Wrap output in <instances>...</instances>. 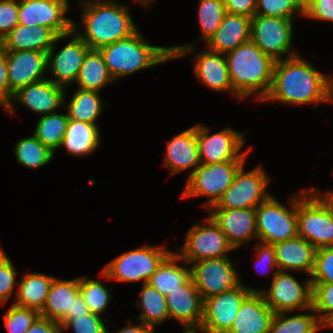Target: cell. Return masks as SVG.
I'll list each match as a JSON object with an SVG mask.
<instances>
[{"mask_svg":"<svg viewBox=\"0 0 333 333\" xmlns=\"http://www.w3.org/2000/svg\"><path fill=\"white\" fill-rule=\"evenodd\" d=\"M80 294L83 296L89 312L101 316L107 310L110 300L113 298L109 287L101 281L79 277Z\"/></svg>","mask_w":333,"mask_h":333,"instance_id":"74e56055","label":"cell"},{"mask_svg":"<svg viewBox=\"0 0 333 333\" xmlns=\"http://www.w3.org/2000/svg\"><path fill=\"white\" fill-rule=\"evenodd\" d=\"M205 224L195 222L185 234L184 244L176 248L182 261L189 265L204 259L228 257L234 248L229 244L225 233L208 215Z\"/></svg>","mask_w":333,"mask_h":333,"instance_id":"9c48e42d","label":"cell"},{"mask_svg":"<svg viewBox=\"0 0 333 333\" xmlns=\"http://www.w3.org/2000/svg\"><path fill=\"white\" fill-rule=\"evenodd\" d=\"M133 1H137L138 3H140V5L142 4L145 7L150 6V4H152V2H154V0H133Z\"/></svg>","mask_w":333,"mask_h":333,"instance_id":"6f0895ef","label":"cell"},{"mask_svg":"<svg viewBox=\"0 0 333 333\" xmlns=\"http://www.w3.org/2000/svg\"><path fill=\"white\" fill-rule=\"evenodd\" d=\"M161 246L144 245L120 254L100 270L105 280L148 283L158 265L170 253Z\"/></svg>","mask_w":333,"mask_h":333,"instance_id":"8992f818","label":"cell"},{"mask_svg":"<svg viewBox=\"0 0 333 333\" xmlns=\"http://www.w3.org/2000/svg\"><path fill=\"white\" fill-rule=\"evenodd\" d=\"M297 13L304 17V0H257L255 8V15L290 20H294Z\"/></svg>","mask_w":333,"mask_h":333,"instance_id":"ab89813d","label":"cell"},{"mask_svg":"<svg viewBox=\"0 0 333 333\" xmlns=\"http://www.w3.org/2000/svg\"><path fill=\"white\" fill-rule=\"evenodd\" d=\"M138 309H142L138 316L139 321L145 325L155 328L163 321L169 320V311L166 297L149 283L141 285L139 299L136 301Z\"/></svg>","mask_w":333,"mask_h":333,"instance_id":"d6a6232c","label":"cell"},{"mask_svg":"<svg viewBox=\"0 0 333 333\" xmlns=\"http://www.w3.org/2000/svg\"><path fill=\"white\" fill-rule=\"evenodd\" d=\"M181 260L176 251H171L158 265L148 283L165 296L179 288L190 278V266L186 261H183L184 266L177 264Z\"/></svg>","mask_w":333,"mask_h":333,"instance_id":"4dcf8cb0","label":"cell"},{"mask_svg":"<svg viewBox=\"0 0 333 333\" xmlns=\"http://www.w3.org/2000/svg\"><path fill=\"white\" fill-rule=\"evenodd\" d=\"M7 81L13 94L27 85L45 79L47 53L37 50L6 51Z\"/></svg>","mask_w":333,"mask_h":333,"instance_id":"ffe728a7","label":"cell"},{"mask_svg":"<svg viewBox=\"0 0 333 333\" xmlns=\"http://www.w3.org/2000/svg\"><path fill=\"white\" fill-rule=\"evenodd\" d=\"M163 166L170 176L191 169L189 176L201 164L196 138V125L184 130L167 142Z\"/></svg>","mask_w":333,"mask_h":333,"instance_id":"7402d4cb","label":"cell"},{"mask_svg":"<svg viewBox=\"0 0 333 333\" xmlns=\"http://www.w3.org/2000/svg\"><path fill=\"white\" fill-rule=\"evenodd\" d=\"M194 74L198 81L208 89L227 92L233 97L242 99L233 91L225 54L209 49L196 53L194 57Z\"/></svg>","mask_w":333,"mask_h":333,"instance_id":"cb8c5ba5","label":"cell"},{"mask_svg":"<svg viewBox=\"0 0 333 333\" xmlns=\"http://www.w3.org/2000/svg\"><path fill=\"white\" fill-rule=\"evenodd\" d=\"M127 323V326L123 327L121 330H118L116 333H155V329L145 325L141 321L139 324H132V320L127 321ZM106 333H110L108 328H106Z\"/></svg>","mask_w":333,"mask_h":333,"instance_id":"db71d44e","label":"cell"},{"mask_svg":"<svg viewBox=\"0 0 333 333\" xmlns=\"http://www.w3.org/2000/svg\"><path fill=\"white\" fill-rule=\"evenodd\" d=\"M66 1V3H67V5L69 6V8H70V2H69V0H65ZM81 2V5L80 6H84V5H87V4H92V3H99V2H106V1H109V0H85V2H84V0H80Z\"/></svg>","mask_w":333,"mask_h":333,"instance_id":"9f6ffc18","label":"cell"},{"mask_svg":"<svg viewBox=\"0 0 333 333\" xmlns=\"http://www.w3.org/2000/svg\"><path fill=\"white\" fill-rule=\"evenodd\" d=\"M210 130L202 124L196 125V138L199 157L203 164L225 161H246L251 148L242 151L245 145L244 134L232 127H225L210 135Z\"/></svg>","mask_w":333,"mask_h":333,"instance_id":"4fadbf2b","label":"cell"},{"mask_svg":"<svg viewBox=\"0 0 333 333\" xmlns=\"http://www.w3.org/2000/svg\"><path fill=\"white\" fill-rule=\"evenodd\" d=\"M165 297L169 319L177 320L185 328L184 333H197L202 324L204 300L192 278Z\"/></svg>","mask_w":333,"mask_h":333,"instance_id":"d6986e66","label":"cell"},{"mask_svg":"<svg viewBox=\"0 0 333 333\" xmlns=\"http://www.w3.org/2000/svg\"><path fill=\"white\" fill-rule=\"evenodd\" d=\"M244 167L245 163L236 172L232 184L210 208H256L271 196L267 191L271 179L264 167L257 166L248 172Z\"/></svg>","mask_w":333,"mask_h":333,"instance_id":"30bf717a","label":"cell"},{"mask_svg":"<svg viewBox=\"0 0 333 333\" xmlns=\"http://www.w3.org/2000/svg\"><path fill=\"white\" fill-rule=\"evenodd\" d=\"M304 17L333 22V0H304Z\"/></svg>","mask_w":333,"mask_h":333,"instance_id":"7dc6e473","label":"cell"},{"mask_svg":"<svg viewBox=\"0 0 333 333\" xmlns=\"http://www.w3.org/2000/svg\"><path fill=\"white\" fill-rule=\"evenodd\" d=\"M1 247V246H0ZM17 271L7 253L0 248V303L5 304L11 297L16 281ZM16 283V284H15Z\"/></svg>","mask_w":333,"mask_h":333,"instance_id":"ee69618b","label":"cell"},{"mask_svg":"<svg viewBox=\"0 0 333 333\" xmlns=\"http://www.w3.org/2000/svg\"><path fill=\"white\" fill-rule=\"evenodd\" d=\"M276 263L279 271H303L311 276L314 265L316 248L304 238H296L273 244Z\"/></svg>","mask_w":333,"mask_h":333,"instance_id":"d4e9b609","label":"cell"},{"mask_svg":"<svg viewBox=\"0 0 333 333\" xmlns=\"http://www.w3.org/2000/svg\"><path fill=\"white\" fill-rule=\"evenodd\" d=\"M229 257L204 259L190 264V277L202 299L238 287L242 280Z\"/></svg>","mask_w":333,"mask_h":333,"instance_id":"5bb4252c","label":"cell"},{"mask_svg":"<svg viewBox=\"0 0 333 333\" xmlns=\"http://www.w3.org/2000/svg\"><path fill=\"white\" fill-rule=\"evenodd\" d=\"M65 89L46 77L13 93L10 104L5 110L11 115L15 114L13 102L16 101L41 116L54 113L61 107L63 109L66 101Z\"/></svg>","mask_w":333,"mask_h":333,"instance_id":"ac0fdd59","label":"cell"},{"mask_svg":"<svg viewBox=\"0 0 333 333\" xmlns=\"http://www.w3.org/2000/svg\"><path fill=\"white\" fill-rule=\"evenodd\" d=\"M298 236L316 249L333 246V191L315 187L296 193Z\"/></svg>","mask_w":333,"mask_h":333,"instance_id":"5b68a950","label":"cell"},{"mask_svg":"<svg viewBox=\"0 0 333 333\" xmlns=\"http://www.w3.org/2000/svg\"><path fill=\"white\" fill-rule=\"evenodd\" d=\"M25 333H61L58 322L39 316Z\"/></svg>","mask_w":333,"mask_h":333,"instance_id":"816d5d0a","label":"cell"},{"mask_svg":"<svg viewBox=\"0 0 333 333\" xmlns=\"http://www.w3.org/2000/svg\"><path fill=\"white\" fill-rule=\"evenodd\" d=\"M326 103H333V77L329 75L327 81Z\"/></svg>","mask_w":333,"mask_h":333,"instance_id":"11a10c76","label":"cell"},{"mask_svg":"<svg viewBox=\"0 0 333 333\" xmlns=\"http://www.w3.org/2000/svg\"><path fill=\"white\" fill-rule=\"evenodd\" d=\"M81 7L83 32L78 29L80 26L78 27L75 21L73 30L90 49H99L125 39L138 30L130 14V8L120 2L109 0Z\"/></svg>","mask_w":333,"mask_h":333,"instance_id":"3957f363","label":"cell"},{"mask_svg":"<svg viewBox=\"0 0 333 333\" xmlns=\"http://www.w3.org/2000/svg\"><path fill=\"white\" fill-rule=\"evenodd\" d=\"M12 95L7 81L6 51L0 45V106L6 109L10 104Z\"/></svg>","mask_w":333,"mask_h":333,"instance_id":"681fc988","label":"cell"},{"mask_svg":"<svg viewBox=\"0 0 333 333\" xmlns=\"http://www.w3.org/2000/svg\"><path fill=\"white\" fill-rule=\"evenodd\" d=\"M329 75L322 74L310 62L296 55L277 60L273 67L272 85L262 102H279L286 105L326 103Z\"/></svg>","mask_w":333,"mask_h":333,"instance_id":"6da1fadb","label":"cell"},{"mask_svg":"<svg viewBox=\"0 0 333 333\" xmlns=\"http://www.w3.org/2000/svg\"><path fill=\"white\" fill-rule=\"evenodd\" d=\"M14 148L17 162L30 169L43 167L55 156V153L44 146L33 134L20 139Z\"/></svg>","mask_w":333,"mask_h":333,"instance_id":"8d00e7d4","label":"cell"},{"mask_svg":"<svg viewBox=\"0 0 333 333\" xmlns=\"http://www.w3.org/2000/svg\"><path fill=\"white\" fill-rule=\"evenodd\" d=\"M107 322L102 316L89 312L70 320L61 329V333L68 329H72L74 333H106Z\"/></svg>","mask_w":333,"mask_h":333,"instance_id":"f6af8a7d","label":"cell"},{"mask_svg":"<svg viewBox=\"0 0 333 333\" xmlns=\"http://www.w3.org/2000/svg\"><path fill=\"white\" fill-rule=\"evenodd\" d=\"M102 54L98 49H90L76 79L79 89L100 92L107 83L113 82Z\"/></svg>","mask_w":333,"mask_h":333,"instance_id":"1f68e13d","label":"cell"},{"mask_svg":"<svg viewBox=\"0 0 333 333\" xmlns=\"http://www.w3.org/2000/svg\"><path fill=\"white\" fill-rule=\"evenodd\" d=\"M312 284V308L319 321L330 328L333 324V283Z\"/></svg>","mask_w":333,"mask_h":333,"instance_id":"60d3db41","label":"cell"},{"mask_svg":"<svg viewBox=\"0 0 333 333\" xmlns=\"http://www.w3.org/2000/svg\"><path fill=\"white\" fill-rule=\"evenodd\" d=\"M311 283H333V246L316 250Z\"/></svg>","mask_w":333,"mask_h":333,"instance_id":"7bdbcfd3","label":"cell"},{"mask_svg":"<svg viewBox=\"0 0 333 333\" xmlns=\"http://www.w3.org/2000/svg\"><path fill=\"white\" fill-rule=\"evenodd\" d=\"M87 313H89V310L86 306L84 298L81 294H79L74 300L72 313H67V315L59 322L60 328L62 329L70 320Z\"/></svg>","mask_w":333,"mask_h":333,"instance_id":"f5cc1de1","label":"cell"},{"mask_svg":"<svg viewBox=\"0 0 333 333\" xmlns=\"http://www.w3.org/2000/svg\"><path fill=\"white\" fill-rule=\"evenodd\" d=\"M274 312L261 291H252L242 302L227 333H269Z\"/></svg>","mask_w":333,"mask_h":333,"instance_id":"603a6c76","label":"cell"},{"mask_svg":"<svg viewBox=\"0 0 333 333\" xmlns=\"http://www.w3.org/2000/svg\"><path fill=\"white\" fill-rule=\"evenodd\" d=\"M100 92L77 88L73 96L63 106L69 119L96 124L103 106Z\"/></svg>","mask_w":333,"mask_h":333,"instance_id":"836d02e7","label":"cell"},{"mask_svg":"<svg viewBox=\"0 0 333 333\" xmlns=\"http://www.w3.org/2000/svg\"><path fill=\"white\" fill-rule=\"evenodd\" d=\"M56 276L40 272L25 273L15 292L14 305L40 312L45 304L51 284Z\"/></svg>","mask_w":333,"mask_h":333,"instance_id":"f546056e","label":"cell"},{"mask_svg":"<svg viewBox=\"0 0 333 333\" xmlns=\"http://www.w3.org/2000/svg\"><path fill=\"white\" fill-rule=\"evenodd\" d=\"M65 0H18V24L28 27L45 26L57 35L73 30V19L67 17Z\"/></svg>","mask_w":333,"mask_h":333,"instance_id":"e0dca14e","label":"cell"},{"mask_svg":"<svg viewBox=\"0 0 333 333\" xmlns=\"http://www.w3.org/2000/svg\"><path fill=\"white\" fill-rule=\"evenodd\" d=\"M290 316V312L275 313L270 325L269 333H317L320 328H326L318 319L313 308Z\"/></svg>","mask_w":333,"mask_h":333,"instance_id":"e575fe53","label":"cell"},{"mask_svg":"<svg viewBox=\"0 0 333 333\" xmlns=\"http://www.w3.org/2000/svg\"><path fill=\"white\" fill-rule=\"evenodd\" d=\"M199 333H227V332H210V331H198Z\"/></svg>","mask_w":333,"mask_h":333,"instance_id":"680465c9","label":"cell"},{"mask_svg":"<svg viewBox=\"0 0 333 333\" xmlns=\"http://www.w3.org/2000/svg\"><path fill=\"white\" fill-rule=\"evenodd\" d=\"M195 43L197 41L176 46H154L138 29L131 36L102 46L98 50L115 81L138 71L162 65L171 59L192 54L196 49Z\"/></svg>","mask_w":333,"mask_h":333,"instance_id":"7a4b0ae2","label":"cell"},{"mask_svg":"<svg viewBox=\"0 0 333 333\" xmlns=\"http://www.w3.org/2000/svg\"><path fill=\"white\" fill-rule=\"evenodd\" d=\"M250 32L251 18L226 13L206 47L211 51L226 54L250 41Z\"/></svg>","mask_w":333,"mask_h":333,"instance_id":"484cf974","label":"cell"},{"mask_svg":"<svg viewBox=\"0 0 333 333\" xmlns=\"http://www.w3.org/2000/svg\"><path fill=\"white\" fill-rule=\"evenodd\" d=\"M39 316L40 312L35 309L11 304L2 320L9 333H25Z\"/></svg>","mask_w":333,"mask_h":333,"instance_id":"b9f144b4","label":"cell"},{"mask_svg":"<svg viewBox=\"0 0 333 333\" xmlns=\"http://www.w3.org/2000/svg\"><path fill=\"white\" fill-rule=\"evenodd\" d=\"M58 35L50 28L37 25L28 27L16 25L13 30L0 41L5 51L37 50L48 52Z\"/></svg>","mask_w":333,"mask_h":333,"instance_id":"4316f807","label":"cell"},{"mask_svg":"<svg viewBox=\"0 0 333 333\" xmlns=\"http://www.w3.org/2000/svg\"><path fill=\"white\" fill-rule=\"evenodd\" d=\"M254 247H256L254 249L257 254V258L255 260L254 265L257 271H259L258 268L260 269L261 267L263 269L267 268L265 270L266 272L265 271L263 272L265 273L268 272V274L272 270L279 271L276 263L275 250L273 245L257 241Z\"/></svg>","mask_w":333,"mask_h":333,"instance_id":"c3c4849f","label":"cell"},{"mask_svg":"<svg viewBox=\"0 0 333 333\" xmlns=\"http://www.w3.org/2000/svg\"><path fill=\"white\" fill-rule=\"evenodd\" d=\"M100 130L97 124L68 120L60 147L67 153L83 157L91 155L100 146Z\"/></svg>","mask_w":333,"mask_h":333,"instance_id":"f1b7e54d","label":"cell"},{"mask_svg":"<svg viewBox=\"0 0 333 333\" xmlns=\"http://www.w3.org/2000/svg\"><path fill=\"white\" fill-rule=\"evenodd\" d=\"M68 37L71 39L57 52L55 49L57 48V42ZM89 50V46L74 30L67 34L58 35L53 47L47 52V71H50L51 76L54 77H47V79L65 88L69 84L76 82L84 58Z\"/></svg>","mask_w":333,"mask_h":333,"instance_id":"9a60e30c","label":"cell"},{"mask_svg":"<svg viewBox=\"0 0 333 333\" xmlns=\"http://www.w3.org/2000/svg\"><path fill=\"white\" fill-rule=\"evenodd\" d=\"M293 22L281 17L254 15L251 18L250 40L274 61L296 56L298 52L291 51Z\"/></svg>","mask_w":333,"mask_h":333,"instance_id":"8fae6325","label":"cell"},{"mask_svg":"<svg viewBox=\"0 0 333 333\" xmlns=\"http://www.w3.org/2000/svg\"><path fill=\"white\" fill-rule=\"evenodd\" d=\"M289 198L290 207L271 195L255 208L257 241L273 245L298 236L296 194Z\"/></svg>","mask_w":333,"mask_h":333,"instance_id":"52a82bcc","label":"cell"},{"mask_svg":"<svg viewBox=\"0 0 333 333\" xmlns=\"http://www.w3.org/2000/svg\"><path fill=\"white\" fill-rule=\"evenodd\" d=\"M18 25V0H0V41Z\"/></svg>","mask_w":333,"mask_h":333,"instance_id":"bcb514c9","label":"cell"},{"mask_svg":"<svg viewBox=\"0 0 333 333\" xmlns=\"http://www.w3.org/2000/svg\"><path fill=\"white\" fill-rule=\"evenodd\" d=\"M233 91L242 99L256 96L263 101L268 95L275 61L251 40L225 54Z\"/></svg>","mask_w":333,"mask_h":333,"instance_id":"277c9868","label":"cell"},{"mask_svg":"<svg viewBox=\"0 0 333 333\" xmlns=\"http://www.w3.org/2000/svg\"><path fill=\"white\" fill-rule=\"evenodd\" d=\"M272 283L267 289H258L274 313L306 311L312 307V284L307 278L299 282L289 271H274Z\"/></svg>","mask_w":333,"mask_h":333,"instance_id":"7c38bea8","label":"cell"},{"mask_svg":"<svg viewBox=\"0 0 333 333\" xmlns=\"http://www.w3.org/2000/svg\"><path fill=\"white\" fill-rule=\"evenodd\" d=\"M246 161H225L221 163H201L188 176L181 198L208 197L203 206L208 210L215 205L225 190L232 184L238 169Z\"/></svg>","mask_w":333,"mask_h":333,"instance_id":"ba28073f","label":"cell"},{"mask_svg":"<svg viewBox=\"0 0 333 333\" xmlns=\"http://www.w3.org/2000/svg\"><path fill=\"white\" fill-rule=\"evenodd\" d=\"M208 212L234 250L252 238L258 239L255 208H209Z\"/></svg>","mask_w":333,"mask_h":333,"instance_id":"44dd1931","label":"cell"},{"mask_svg":"<svg viewBox=\"0 0 333 333\" xmlns=\"http://www.w3.org/2000/svg\"><path fill=\"white\" fill-rule=\"evenodd\" d=\"M257 0H224L226 13L252 18Z\"/></svg>","mask_w":333,"mask_h":333,"instance_id":"f907efd6","label":"cell"},{"mask_svg":"<svg viewBox=\"0 0 333 333\" xmlns=\"http://www.w3.org/2000/svg\"><path fill=\"white\" fill-rule=\"evenodd\" d=\"M198 21L204 42H208L221 24L226 8L224 0H199Z\"/></svg>","mask_w":333,"mask_h":333,"instance_id":"f35d334b","label":"cell"},{"mask_svg":"<svg viewBox=\"0 0 333 333\" xmlns=\"http://www.w3.org/2000/svg\"><path fill=\"white\" fill-rule=\"evenodd\" d=\"M79 294V277L72 280H61L56 277L51 284L40 316L59 323L67 313H72L74 300Z\"/></svg>","mask_w":333,"mask_h":333,"instance_id":"83f0119b","label":"cell"},{"mask_svg":"<svg viewBox=\"0 0 333 333\" xmlns=\"http://www.w3.org/2000/svg\"><path fill=\"white\" fill-rule=\"evenodd\" d=\"M67 113H49L40 116L33 135L52 152L60 148L67 123Z\"/></svg>","mask_w":333,"mask_h":333,"instance_id":"d590c367","label":"cell"},{"mask_svg":"<svg viewBox=\"0 0 333 333\" xmlns=\"http://www.w3.org/2000/svg\"><path fill=\"white\" fill-rule=\"evenodd\" d=\"M258 288L242 282L238 287L204 299L203 319L199 331L228 332L235 321L243 300Z\"/></svg>","mask_w":333,"mask_h":333,"instance_id":"2e32d148","label":"cell"}]
</instances>
